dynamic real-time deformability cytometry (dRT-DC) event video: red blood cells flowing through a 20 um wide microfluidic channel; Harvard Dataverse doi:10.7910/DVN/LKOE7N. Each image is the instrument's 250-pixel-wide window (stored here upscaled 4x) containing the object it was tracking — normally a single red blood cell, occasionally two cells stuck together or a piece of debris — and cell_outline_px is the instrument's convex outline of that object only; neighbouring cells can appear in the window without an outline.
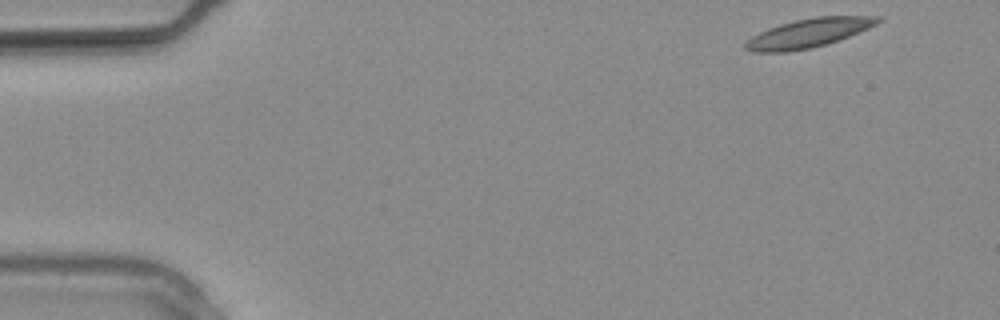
{"species": "common noctule bat (a hibernating species)", "species_latin": "Nyctalus noctula", "temperature_condition": "warm", "stored_images_in_passage": 8, "camera_frame_rate_fps": 3000, "um_per_image_px": 0.085, "animal": {"sex": "male", "body_mass_g": 20.4}, "frame": {"image": 1, "passage_image": 1, "time_ms": 0.0, "image_size_px": [1000, 320], "cell_outline_px": [[884, 20], [868, 28], [840, 40], [828, 44], [812, 48], [788, 52], [752, 52], [744, 48], [744, 44], [752, 36], [768, 28], [780, 24], [796, 20], [816, 16], [880, 16]], "centroid_in_image_um": [68.74, 2.81], "position_along_channel_um": 16.3, "area_um2": 22.37}}